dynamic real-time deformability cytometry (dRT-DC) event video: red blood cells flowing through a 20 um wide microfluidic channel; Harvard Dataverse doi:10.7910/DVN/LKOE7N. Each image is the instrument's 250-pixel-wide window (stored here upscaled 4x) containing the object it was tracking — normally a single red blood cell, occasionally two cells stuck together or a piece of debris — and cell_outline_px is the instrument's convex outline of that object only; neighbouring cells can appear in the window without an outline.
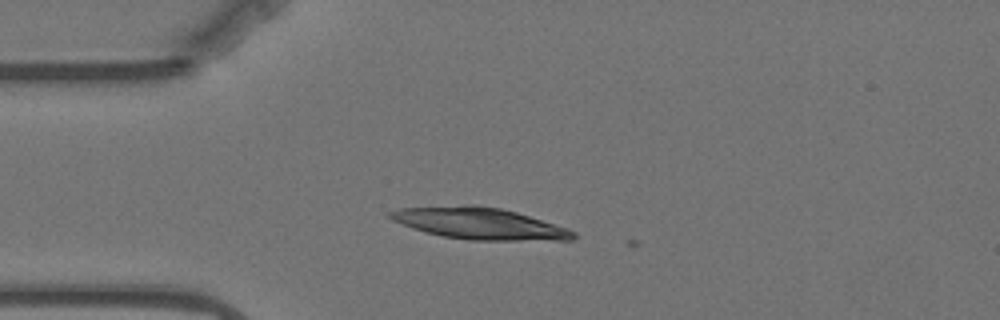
{"species": "Egyptian fruit bat (a non-hibernating species)", "species_latin": "Rousettus aegyptiacus", "temperature_condition": "warm", "stored_images_in_passage": 3, "camera_frame_rate_fps": 3000, "um_per_image_px": 0.085, "animal": {"sex": "female"}, "frame": {"image": 1, "passage_image": 2, "time_ms": 0.333, "image_size_px": [1000, 320], "cell_outline_px": [[576, 236], [572, 240], [468, 240], [444, 236], [424, 232], [412, 228], [392, 220], [388, 216], [388, 212], [400, 208], [464, 204], [476, 204], [500, 208], [516, 212], [568, 228], [576, 232]], "centroid_in_image_um": [40.74, 18.98], "position_along_channel_um": 44.3, "area_um2": 33.81}}